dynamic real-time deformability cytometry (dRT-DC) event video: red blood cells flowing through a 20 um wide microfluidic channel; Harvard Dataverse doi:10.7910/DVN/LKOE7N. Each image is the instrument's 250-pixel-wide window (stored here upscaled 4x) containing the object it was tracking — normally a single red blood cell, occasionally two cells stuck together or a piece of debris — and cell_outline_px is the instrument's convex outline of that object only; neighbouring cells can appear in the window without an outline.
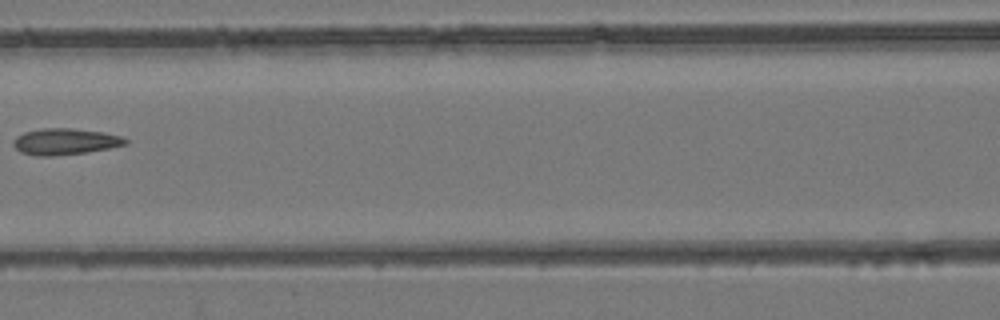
{"species": "common noctule bat (a hibernating species)", "species_latin": "Nyctalus noctula", "temperature_condition": "room temperature", "stored_images_in_passage": 8, "camera_frame_rate_fps": 3000, "um_per_image_px": 0.085, "animal": {"sex": "female", "body_mass_g": 24.6, "forearm_length_mm": 56.2}, "frame": {"image": 1, "passage_image": 6, "time_ms": 7.333, "image_size_px": [1000, 320], "cell_outline_px": [[128, 144], [108, 148], [84, 152], [52, 156], [36, 156], [20, 152], [12, 144], [12, 140], [16, 136], [24, 132], [40, 128], [72, 128], [104, 132], [120, 136], [128, 140]], "centroid_in_image_um": [5.49, 12.02], "position_along_channel_um": 161.1, "area_um2": 17.22}}
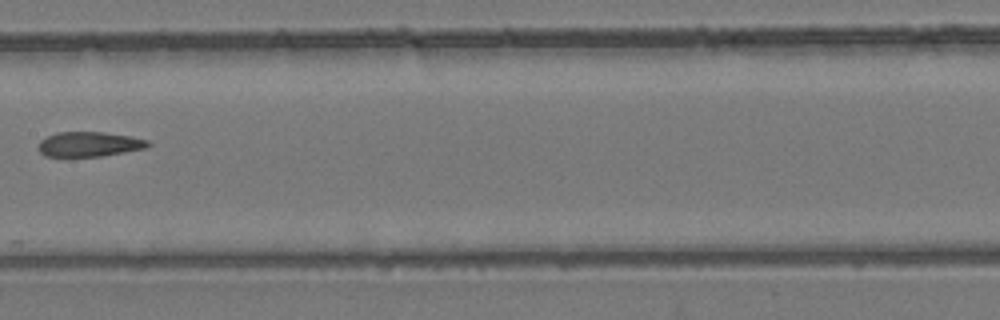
{"frame": {"image": 2, "passage_image": 7, "time_ms": 8.333, "image_size_px": [1000, 320], "cell_outline_px": [[152, 144], [148, 148], [100, 156], [44, 156], [40, 152], [40, 140], [56, 132], [104, 132], [128, 136], [148, 140]], "centroid_in_image_um": [7.62, 12.25], "position_along_channel_um": 199.8, "area_um2": 15.72}}
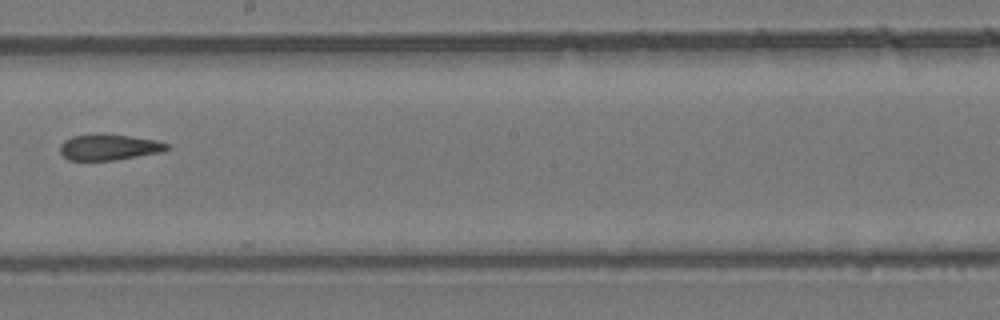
{"frame": {"image": 3, "passage_image": 8, "time_ms": 9.333, "image_size_px": [1000, 320], "cell_outline_px": [[168, 148], [160, 152], [116, 160], [68, 160], [60, 152], [60, 144], [64, 140], [72, 136], [100, 132], [156, 140], [168, 144]], "centroid_in_image_um": [9.21, 12.49], "position_along_channel_um": 239.0, "area_um2": 16.24}}